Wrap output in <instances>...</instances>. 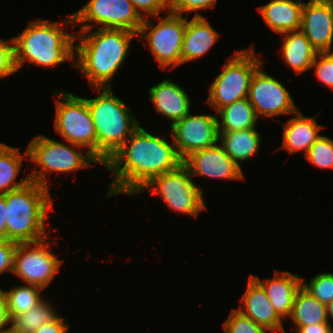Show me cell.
Instances as JSON below:
<instances>
[{"label": "cell", "instance_id": "6da1fadb", "mask_svg": "<svg viewBox=\"0 0 333 333\" xmlns=\"http://www.w3.org/2000/svg\"><path fill=\"white\" fill-rule=\"evenodd\" d=\"M104 165L114 173L107 196L137 193L154 177L177 169L183 160L172 141L139 126ZM128 147V148H127Z\"/></svg>", "mask_w": 333, "mask_h": 333}, {"label": "cell", "instance_id": "7a4b0ae2", "mask_svg": "<svg viewBox=\"0 0 333 333\" xmlns=\"http://www.w3.org/2000/svg\"><path fill=\"white\" fill-rule=\"evenodd\" d=\"M90 35L76 32L75 54L78 58L74 68L81 71L91 85V89L111 87V79L125 61L129 44L137 33L124 29H98ZM80 33V34H79Z\"/></svg>", "mask_w": 333, "mask_h": 333}, {"label": "cell", "instance_id": "3957f363", "mask_svg": "<svg viewBox=\"0 0 333 333\" xmlns=\"http://www.w3.org/2000/svg\"><path fill=\"white\" fill-rule=\"evenodd\" d=\"M49 187L33 181L6 193L7 239L17 243L48 238L45 221L52 207Z\"/></svg>", "mask_w": 333, "mask_h": 333}, {"label": "cell", "instance_id": "277c9868", "mask_svg": "<svg viewBox=\"0 0 333 333\" xmlns=\"http://www.w3.org/2000/svg\"><path fill=\"white\" fill-rule=\"evenodd\" d=\"M59 22L34 20L13 38L17 70L24 62L52 67L75 59V34L66 33Z\"/></svg>", "mask_w": 333, "mask_h": 333}, {"label": "cell", "instance_id": "5b68a950", "mask_svg": "<svg viewBox=\"0 0 333 333\" xmlns=\"http://www.w3.org/2000/svg\"><path fill=\"white\" fill-rule=\"evenodd\" d=\"M101 95L86 99L97 138V159L104 166L140 126L131 110L113 94L112 87L96 88Z\"/></svg>", "mask_w": 333, "mask_h": 333}, {"label": "cell", "instance_id": "8992f818", "mask_svg": "<svg viewBox=\"0 0 333 333\" xmlns=\"http://www.w3.org/2000/svg\"><path fill=\"white\" fill-rule=\"evenodd\" d=\"M71 147L80 150L82 148V146L72 143L65 145L63 142L54 141L44 135L35 136L27 146L28 161L36 163L37 167L39 165L41 169L39 171L34 169L35 171L28 175L30 181L49 187L46 179L48 172L70 173L92 166V163L101 164L89 151L84 155Z\"/></svg>", "mask_w": 333, "mask_h": 333}, {"label": "cell", "instance_id": "52a82bcc", "mask_svg": "<svg viewBox=\"0 0 333 333\" xmlns=\"http://www.w3.org/2000/svg\"><path fill=\"white\" fill-rule=\"evenodd\" d=\"M254 48L238 50L222 67V72L209 86L206 102L216 111L235 101L247 98L250 82L256 69L263 64Z\"/></svg>", "mask_w": 333, "mask_h": 333}, {"label": "cell", "instance_id": "ba28073f", "mask_svg": "<svg viewBox=\"0 0 333 333\" xmlns=\"http://www.w3.org/2000/svg\"><path fill=\"white\" fill-rule=\"evenodd\" d=\"M53 93L59 97L55 100V131L68 143L87 147V151L97 158L96 132L86 98L65 93L63 90Z\"/></svg>", "mask_w": 333, "mask_h": 333}, {"label": "cell", "instance_id": "9c48e42d", "mask_svg": "<svg viewBox=\"0 0 333 333\" xmlns=\"http://www.w3.org/2000/svg\"><path fill=\"white\" fill-rule=\"evenodd\" d=\"M143 21L144 17L129 0H89L80 10L66 16L61 26L80 23L79 32L89 33L93 24L88 23L93 22L101 25V29H124L138 34Z\"/></svg>", "mask_w": 333, "mask_h": 333}, {"label": "cell", "instance_id": "30bf717a", "mask_svg": "<svg viewBox=\"0 0 333 333\" xmlns=\"http://www.w3.org/2000/svg\"><path fill=\"white\" fill-rule=\"evenodd\" d=\"M191 177L189 169L182 163L177 169L152 178L137 194L152 187L151 195L161 196L170 209L197 217L201 210L207 208L203 191Z\"/></svg>", "mask_w": 333, "mask_h": 333}, {"label": "cell", "instance_id": "8fae6325", "mask_svg": "<svg viewBox=\"0 0 333 333\" xmlns=\"http://www.w3.org/2000/svg\"><path fill=\"white\" fill-rule=\"evenodd\" d=\"M154 27L153 23L144 18L138 36L147 39L148 48L154 55L155 61L163 69L176 68L181 64V50L186 28V17L168 12ZM152 27V28H151ZM149 30V32H148Z\"/></svg>", "mask_w": 333, "mask_h": 333}, {"label": "cell", "instance_id": "7c38bea8", "mask_svg": "<svg viewBox=\"0 0 333 333\" xmlns=\"http://www.w3.org/2000/svg\"><path fill=\"white\" fill-rule=\"evenodd\" d=\"M45 240L18 243L12 271L26 284L43 289L51 283L63 263V260H59L50 252L49 242Z\"/></svg>", "mask_w": 333, "mask_h": 333}, {"label": "cell", "instance_id": "4fadbf2b", "mask_svg": "<svg viewBox=\"0 0 333 333\" xmlns=\"http://www.w3.org/2000/svg\"><path fill=\"white\" fill-rule=\"evenodd\" d=\"M260 65L252 76L248 100L252 104L257 117L264 119L278 115L295 114L298 108L282 82L261 71Z\"/></svg>", "mask_w": 333, "mask_h": 333}, {"label": "cell", "instance_id": "5bb4252c", "mask_svg": "<svg viewBox=\"0 0 333 333\" xmlns=\"http://www.w3.org/2000/svg\"><path fill=\"white\" fill-rule=\"evenodd\" d=\"M218 116L189 113L170 128L173 143L179 157L184 160L197 150L211 147L218 143Z\"/></svg>", "mask_w": 333, "mask_h": 333}, {"label": "cell", "instance_id": "9a60e30c", "mask_svg": "<svg viewBox=\"0 0 333 333\" xmlns=\"http://www.w3.org/2000/svg\"><path fill=\"white\" fill-rule=\"evenodd\" d=\"M300 31L317 52L333 50V0H309L302 8Z\"/></svg>", "mask_w": 333, "mask_h": 333}, {"label": "cell", "instance_id": "2e32d148", "mask_svg": "<svg viewBox=\"0 0 333 333\" xmlns=\"http://www.w3.org/2000/svg\"><path fill=\"white\" fill-rule=\"evenodd\" d=\"M191 176H206L216 179L244 180L241 166L237 165L221 147L213 145L191 153L183 160Z\"/></svg>", "mask_w": 333, "mask_h": 333}, {"label": "cell", "instance_id": "e0dca14e", "mask_svg": "<svg viewBox=\"0 0 333 333\" xmlns=\"http://www.w3.org/2000/svg\"><path fill=\"white\" fill-rule=\"evenodd\" d=\"M241 301L244 303L245 309L243 310L241 305L238 310L243 315L272 333L276 331L286 333L282 325V319L274 310L265 290L251 275L248 280L247 290L243 294Z\"/></svg>", "mask_w": 333, "mask_h": 333}, {"label": "cell", "instance_id": "ac0fdd59", "mask_svg": "<svg viewBox=\"0 0 333 333\" xmlns=\"http://www.w3.org/2000/svg\"><path fill=\"white\" fill-rule=\"evenodd\" d=\"M265 290L277 315L283 319L290 317L295 296L302 286V278L288 271L275 270L274 277L262 281L258 276L251 275Z\"/></svg>", "mask_w": 333, "mask_h": 333}, {"label": "cell", "instance_id": "d6986e66", "mask_svg": "<svg viewBox=\"0 0 333 333\" xmlns=\"http://www.w3.org/2000/svg\"><path fill=\"white\" fill-rule=\"evenodd\" d=\"M149 100L155 110L165 115L173 126L190 113L191 100L181 86L169 80H163L149 88Z\"/></svg>", "mask_w": 333, "mask_h": 333}, {"label": "cell", "instance_id": "ffe728a7", "mask_svg": "<svg viewBox=\"0 0 333 333\" xmlns=\"http://www.w3.org/2000/svg\"><path fill=\"white\" fill-rule=\"evenodd\" d=\"M219 33L212 28L204 16H186V28L181 50V65L193 59L201 58L215 44Z\"/></svg>", "mask_w": 333, "mask_h": 333}, {"label": "cell", "instance_id": "44dd1931", "mask_svg": "<svg viewBox=\"0 0 333 333\" xmlns=\"http://www.w3.org/2000/svg\"><path fill=\"white\" fill-rule=\"evenodd\" d=\"M283 126L282 146L275 151L286 149L290 154L303 151L306 155L310 146L319 138V131L323 126L319 125L315 117L303 116L298 110Z\"/></svg>", "mask_w": 333, "mask_h": 333}, {"label": "cell", "instance_id": "7402d4cb", "mask_svg": "<svg viewBox=\"0 0 333 333\" xmlns=\"http://www.w3.org/2000/svg\"><path fill=\"white\" fill-rule=\"evenodd\" d=\"M303 5L301 0H271L257 9L271 30L284 34L300 30Z\"/></svg>", "mask_w": 333, "mask_h": 333}, {"label": "cell", "instance_id": "603a6c76", "mask_svg": "<svg viewBox=\"0 0 333 333\" xmlns=\"http://www.w3.org/2000/svg\"><path fill=\"white\" fill-rule=\"evenodd\" d=\"M283 36L282 56L286 64L296 74L312 68L311 66L318 52L312 47L302 31L284 33Z\"/></svg>", "mask_w": 333, "mask_h": 333}, {"label": "cell", "instance_id": "cb8c5ba5", "mask_svg": "<svg viewBox=\"0 0 333 333\" xmlns=\"http://www.w3.org/2000/svg\"><path fill=\"white\" fill-rule=\"evenodd\" d=\"M253 129L219 132L218 141L227 155L240 166L238 161H245L258 152L260 134Z\"/></svg>", "mask_w": 333, "mask_h": 333}, {"label": "cell", "instance_id": "d4e9b609", "mask_svg": "<svg viewBox=\"0 0 333 333\" xmlns=\"http://www.w3.org/2000/svg\"><path fill=\"white\" fill-rule=\"evenodd\" d=\"M290 318L295 327L330 323L327 317V305L318 301L302 286L295 296Z\"/></svg>", "mask_w": 333, "mask_h": 333}, {"label": "cell", "instance_id": "484cf974", "mask_svg": "<svg viewBox=\"0 0 333 333\" xmlns=\"http://www.w3.org/2000/svg\"><path fill=\"white\" fill-rule=\"evenodd\" d=\"M217 113L221 118V121L218 118L219 132L256 128L258 117L248 98L226 105L220 108Z\"/></svg>", "mask_w": 333, "mask_h": 333}, {"label": "cell", "instance_id": "4316f807", "mask_svg": "<svg viewBox=\"0 0 333 333\" xmlns=\"http://www.w3.org/2000/svg\"><path fill=\"white\" fill-rule=\"evenodd\" d=\"M18 149L0 143V194L17 190L30 181L29 176H26L20 182H16L24 156L28 157L27 148L25 149V155H22Z\"/></svg>", "mask_w": 333, "mask_h": 333}, {"label": "cell", "instance_id": "83f0119b", "mask_svg": "<svg viewBox=\"0 0 333 333\" xmlns=\"http://www.w3.org/2000/svg\"><path fill=\"white\" fill-rule=\"evenodd\" d=\"M57 316L53 306L43 299L30 311L14 315L11 318L10 327L20 333H33L36 329L54 320Z\"/></svg>", "mask_w": 333, "mask_h": 333}, {"label": "cell", "instance_id": "f1b7e54d", "mask_svg": "<svg viewBox=\"0 0 333 333\" xmlns=\"http://www.w3.org/2000/svg\"><path fill=\"white\" fill-rule=\"evenodd\" d=\"M43 288L36 285H23L5 291L7 296L8 314L10 319L14 315H19L30 311L44 298L41 296Z\"/></svg>", "mask_w": 333, "mask_h": 333}, {"label": "cell", "instance_id": "f546056e", "mask_svg": "<svg viewBox=\"0 0 333 333\" xmlns=\"http://www.w3.org/2000/svg\"><path fill=\"white\" fill-rule=\"evenodd\" d=\"M304 157L317 167L333 169V140L320 135Z\"/></svg>", "mask_w": 333, "mask_h": 333}, {"label": "cell", "instance_id": "4dcf8cb0", "mask_svg": "<svg viewBox=\"0 0 333 333\" xmlns=\"http://www.w3.org/2000/svg\"><path fill=\"white\" fill-rule=\"evenodd\" d=\"M302 287L314 296L318 301L328 305L333 301V274L321 273L310 279L309 285L304 283L302 278Z\"/></svg>", "mask_w": 333, "mask_h": 333}, {"label": "cell", "instance_id": "1f68e13d", "mask_svg": "<svg viewBox=\"0 0 333 333\" xmlns=\"http://www.w3.org/2000/svg\"><path fill=\"white\" fill-rule=\"evenodd\" d=\"M225 333H268L267 329L256 324L249 317L243 315L238 309H233L225 322Z\"/></svg>", "mask_w": 333, "mask_h": 333}, {"label": "cell", "instance_id": "d6a6232c", "mask_svg": "<svg viewBox=\"0 0 333 333\" xmlns=\"http://www.w3.org/2000/svg\"><path fill=\"white\" fill-rule=\"evenodd\" d=\"M311 67L315 68L317 79L333 89V51L318 52Z\"/></svg>", "mask_w": 333, "mask_h": 333}, {"label": "cell", "instance_id": "836d02e7", "mask_svg": "<svg viewBox=\"0 0 333 333\" xmlns=\"http://www.w3.org/2000/svg\"><path fill=\"white\" fill-rule=\"evenodd\" d=\"M217 0H168V12L182 15L183 12H196L194 16H203L198 11L215 7Z\"/></svg>", "mask_w": 333, "mask_h": 333}, {"label": "cell", "instance_id": "e575fe53", "mask_svg": "<svg viewBox=\"0 0 333 333\" xmlns=\"http://www.w3.org/2000/svg\"><path fill=\"white\" fill-rule=\"evenodd\" d=\"M8 41L0 40V78H5L17 71L13 38Z\"/></svg>", "mask_w": 333, "mask_h": 333}, {"label": "cell", "instance_id": "d590c367", "mask_svg": "<svg viewBox=\"0 0 333 333\" xmlns=\"http://www.w3.org/2000/svg\"><path fill=\"white\" fill-rule=\"evenodd\" d=\"M140 15L144 18L148 16H160V12L166 9L168 13V0H129ZM142 10V11H141ZM145 12V14L141 13Z\"/></svg>", "mask_w": 333, "mask_h": 333}, {"label": "cell", "instance_id": "8d00e7d4", "mask_svg": "<svg viewBox=\"0 0 333 333\" xmlns=\"http://www.w3.org/2000/svg\"><path fill=\"white\" fill-rule=\"evenodd\" d=\"M18 243L11 240L0 241V275L13 271L14 254Z\"/></svg>", "mask_w": 333, "mask_h": 333}, {"label": "cell", "instance_id": "74e56055", "mask_svg": "<svg viewBox=\"0 0 333 333\" xmlns=\"http://www.w3.org/2000/svg\"><path fill=\"white\" fill-rule=\"evenodd\" d=\"M64 317L57 316L54 320L45 323L40 328L36 329L33 333H67L69 323H64Z\"/></svg>", "mask_w": 333, "mask_h": 333}, {"label": "cell", "instance_id": "f35d334b", "mask_svg": "<svg viewBox=\"0 0 333 333\" xmlns=\"http://www.w3.org/2000/svg\"><path fill=\"white\" fill-rule=\"evenodd\" d=\"M11 319L8 314V306H7V296L6 292L0 288V332L9 329L6 326L10 325Z\"/></svg>", "mask_w": 333, "mask_h": 333}, {"label": "cell", "instance_id": "ab89813d", "mask_svg": "<svg viewBox=\"0 0 333 333\" xmlns=\"http://www.w3.org/2000/svg\"><path fill=\"white\" fill-rule=\"evenodd\" d=\"M296 333H333V327L330 323H320L293 329Z\"/></svg>", "mask_w": 333, "mask_h": 333}, {"label": "cell", "instance_id": "60d3db41", "mask_svg": "<svg viewBox=\"0 0 333 333\" xmlns=\"http://www.w3.org/2000/svg\"><path fill=\"white\" fill-rule=\"evenodd\" d=\"M6 194H0V241L7 240Z\"/></svg>", "mask_w": 333, "mask_h": 333}, {"label": "cell", "instance_id": "b9f144b4", "mask_svg": "<svg viewBox=\"0 0 333 333\" xmlns=\"http://www.w3.org/2000/svg\"><path fill=\"white\" fill-rule=\"evenodd\" d=\"M327 317L333 320V301L327 305Z\"/></svg>", "mask_w": 333, "mask_h": 333}, {"label": "cell", "instance_id": "7bdbcfd3", "mask_svg": "<svg viewBox=\"0 0 333 333\" xmlns=\"http://www.w3.org/2000/svg\"><path fill=\"white\" fill-rule=\"evenodd\" d=\"M0 333H20V332H17V331H14L11 327L7 330H4L3 332H0Z\"/></svg>", "mask_w": 333, "mask_h": 333}]
</instances>
